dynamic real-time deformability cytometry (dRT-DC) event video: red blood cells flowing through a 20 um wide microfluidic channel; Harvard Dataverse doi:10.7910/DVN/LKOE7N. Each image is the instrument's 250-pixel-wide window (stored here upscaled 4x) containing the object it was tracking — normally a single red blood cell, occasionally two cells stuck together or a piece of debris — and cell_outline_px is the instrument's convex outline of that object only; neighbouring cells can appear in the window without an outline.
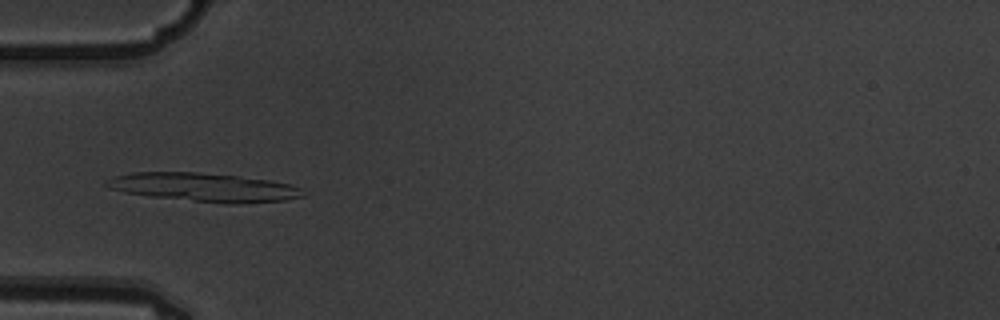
{"species": "common noctule bat (a hibernating species)", "species_latin": "Nyctalus noctula", "temperature_condition": "warm", "stored_images_in_passage": 4, "camera_frame_rate_fps": 3000, "um_per_image_px": 0.085, "animal": {"sex": "male", "body_mass_g": 19.5, "forearm_length_mm": 54.6}, "frame": {"image": 1, "passage_image": 3, "time_ms": 0.667, "image_size_px": [1000, 320], "cell_outline_px": [[304, 196], [284, 200], [236, 204], [224, 204], [148, 196], [124, 192], [108, 188], [104, 184], [108, 180], [116, 176], [132, 172], [196, 172], [236, 176], [268, 180], [292, 184], [300, 188]], "centroid_in_image_um": [17.32, 15.93], "position_along_channel_um": 67.7, "area_um2": 32.66}}